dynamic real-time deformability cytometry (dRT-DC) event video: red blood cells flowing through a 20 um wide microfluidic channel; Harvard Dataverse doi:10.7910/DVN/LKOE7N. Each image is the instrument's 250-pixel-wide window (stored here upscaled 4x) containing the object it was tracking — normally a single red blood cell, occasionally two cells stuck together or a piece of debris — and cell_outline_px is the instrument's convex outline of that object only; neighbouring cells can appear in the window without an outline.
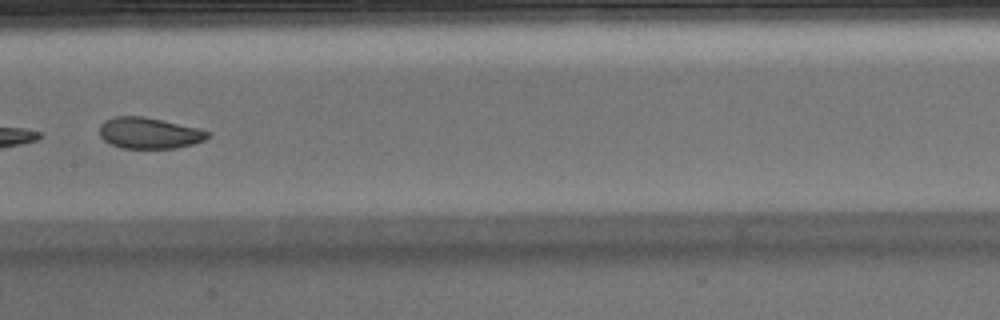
{"species": "Egyptian fruit bat (a non-hibernating species)", "species_latin": "Rousettus aegyptiacus", "temperature_condition": "warm", "stored_images_in_passage": 49, "camera_frame_rate_fps": 3000, "um_per_image_px": 0.085, "animal": {"sex": "male"}, "frame": {"image": 1, "passage_image": 25, "time_ms": 8.0, "image_size_px": [1000, 320], "cell_outline_px": [[208, 136], [204, 140], [192, 144], [176, 148], [124, 148], [112, 144], [104, 140], [100, 136], [100, 124], [104, 120], [112, 116], [144, 116], [196, 128], [208, 132]], "centroid_in_image_um": [12.62, 11.3], "position_along_channel_um": 194.8, "area_um2": 19.36}, "authors_computed_cell_mechanics": {"area_um2": 26.299, "velocity_mm_per_s": 3.9047, "shape_relaxation_time_tau1_ms": 3.5255, "shape_relaxation_time_tau2_ms": 1.9504, "deformation_change_tau1": 0.1166, "deformation_change_tau2": 0.0744}}